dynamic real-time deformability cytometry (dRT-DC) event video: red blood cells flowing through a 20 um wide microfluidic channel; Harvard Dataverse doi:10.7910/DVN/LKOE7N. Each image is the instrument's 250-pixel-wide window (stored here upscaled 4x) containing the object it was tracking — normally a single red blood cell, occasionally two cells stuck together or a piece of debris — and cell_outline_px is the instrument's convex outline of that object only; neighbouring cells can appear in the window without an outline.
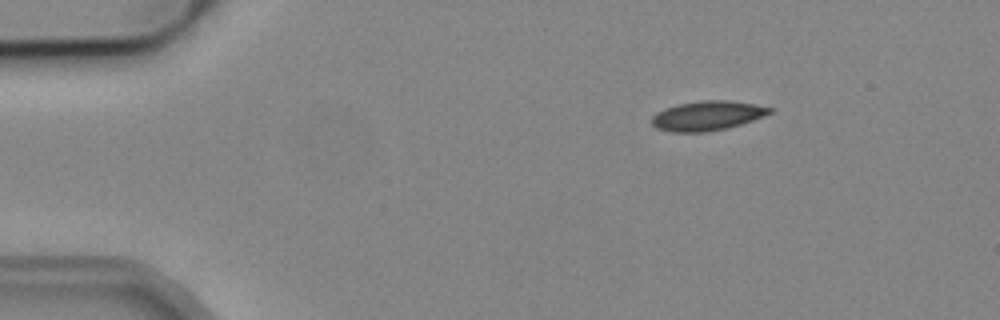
{"species": "common noctule bat (a hibernating species)", "species_latin": "Nyctalus noctula", "temperature_condition": "cold", "stored_images_in_passage": 46, "camera_frame_rate_fps": 3000, "um_per_image_px": 0.085, "animal": {"sex": "male", "body_mass_g": 19.2, "forearm_length_mm": 51.8}, "frame": {"image": 1, "passage_image": 1, "time_ms": 0.0, "image_size_px": [1000, 320], "cell_outline_px": [[776, 108], [772, 112], [764, 116], [740, 124], [724, 128], [704, 132], [672, 132], [656, 128], [652, 124], [652, 116], [656, 112], [664, 108], [680, 104], [700, 100], [728, 100], [756, 104]], "centroid_in_image_um": [60.13, 9.82], "position_along_channel_um": 24.9, "area_um2": 20.29}}
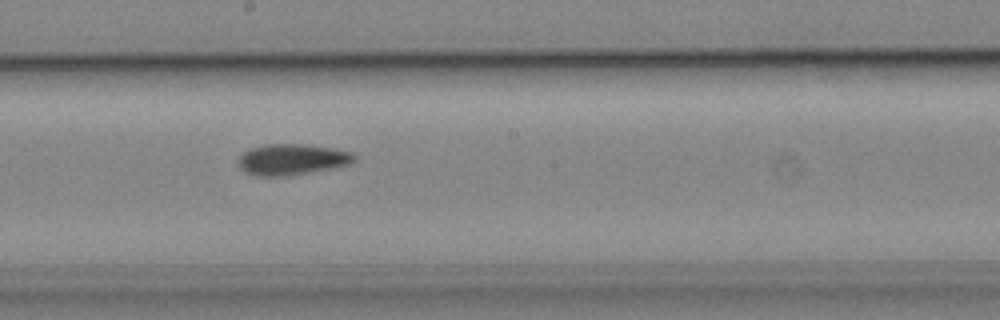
{"frame": {"image": 2, "passage_image": 22, "time_ms": 7.0, "image_size_px": [1000, 320], "cell_outline_px": [[356, 160], [352, 164], [332, 168], [288, 176], [256, 176], [240, 168], [236, 160], [248, 148], [264, 144], [304, 144], [332, 148], [352, 152], [356, 156]], "centroid_in_image_um": [24.82, 13.55], "position_along_channel_um": 223.4, "area_um2": 21.15}}
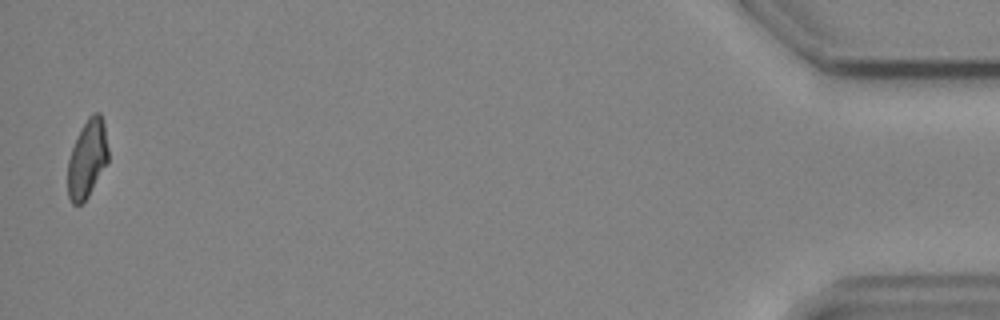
{"frame": {"image": 3, "passage_image": 45, "time_ms": 14.667, "image_size_px": [1000, 320], "cell_outline_px": [[108, 160], [88, 196], [80, 204], [72, 204], [68, 196], [68, 160], [72, 148], [88, 116], [92, 112], [100, 112], [104, 124], [108, 148]], "centroid_in_image_um": [7.42, 13.48], "position_along_channel_um": 427.8, "area_um2": 18.03}}